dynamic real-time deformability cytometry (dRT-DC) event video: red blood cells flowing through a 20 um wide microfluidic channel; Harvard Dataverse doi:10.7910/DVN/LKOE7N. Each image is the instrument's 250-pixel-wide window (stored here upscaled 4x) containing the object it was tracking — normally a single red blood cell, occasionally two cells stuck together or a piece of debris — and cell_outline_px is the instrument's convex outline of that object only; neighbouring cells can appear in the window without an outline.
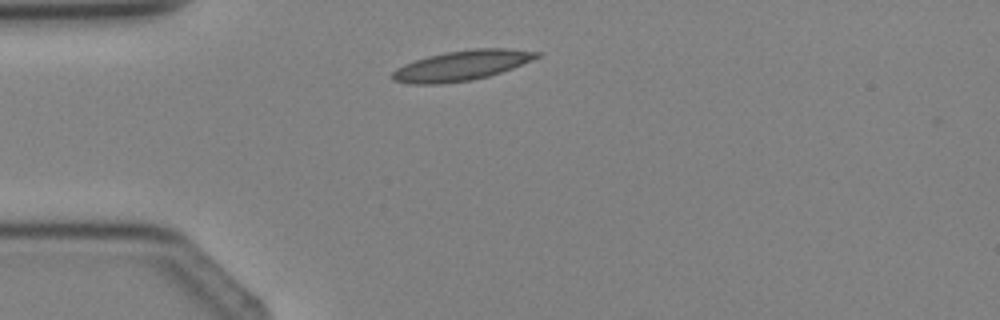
{"species": "Egyptian fruit bat (a non-hibernating species)", "species_latin": "Rousettus aegyptiacus", "temperature_condition": "cold", "stored_images_in_passage": 1, "camera_frame_rate_fps": 3000, "um_per_image_px": 0.085, "animal": {"sex": "female"}, "frame": {"image": 1, "passage_image": 1, "time_ms": 0.0, "image_size_px": [1000, 320], "cell_outline_px": [[540, 56], [512, 68], [488, 76], [468, 80], [436, 84], [412, 84], [392, 80], [392, 72], [396, 68], [404, 64], [428, 56], [444, 52], [472, 48], [504, 48], [540, 52]], "centroid_in_image_um": [39.21, 5.56], "position_along_channel_um": 45.8, "area_um2": 24.97}}